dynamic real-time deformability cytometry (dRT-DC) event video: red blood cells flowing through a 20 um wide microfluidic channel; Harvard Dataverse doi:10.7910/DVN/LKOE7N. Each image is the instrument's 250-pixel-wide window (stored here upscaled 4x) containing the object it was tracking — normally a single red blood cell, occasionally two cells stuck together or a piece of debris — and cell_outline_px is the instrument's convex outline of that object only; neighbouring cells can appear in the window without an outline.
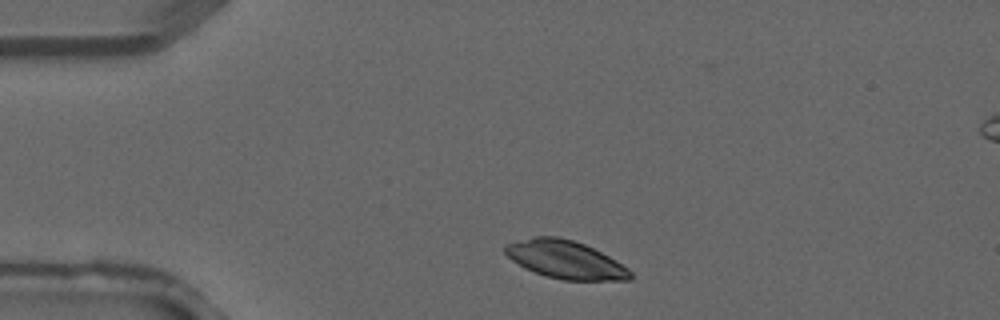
{"species": "common noctule bat (a hibernating species)", "species_latin": "Nyctalus noctula", "temperature_condition": "warm", "stored_images_in_passage": 3, "camera_frame_rate_fps": 3000, "um_per_image_px": 0.085, "animal": {"sex": "male", "forearm_length_mm": 52.5}, "frame": {"image": 1, "passage_image": 1, "time_ms": 0.0, "image_size_px": [1000, 320], "cell_outline_px": [[632, 280], [564, 280], [544, 276], [524, 268], [512, 260], [504, 252], [504, 244], [532, 236], [556, 236], [572, 240], [584, 244], [616, 260], [628, 268], [632, 272]], "centroid_in_image_um": [48.03, 22.07], "position_along_channel_um": 37.0, "area_um2": 27.8}}